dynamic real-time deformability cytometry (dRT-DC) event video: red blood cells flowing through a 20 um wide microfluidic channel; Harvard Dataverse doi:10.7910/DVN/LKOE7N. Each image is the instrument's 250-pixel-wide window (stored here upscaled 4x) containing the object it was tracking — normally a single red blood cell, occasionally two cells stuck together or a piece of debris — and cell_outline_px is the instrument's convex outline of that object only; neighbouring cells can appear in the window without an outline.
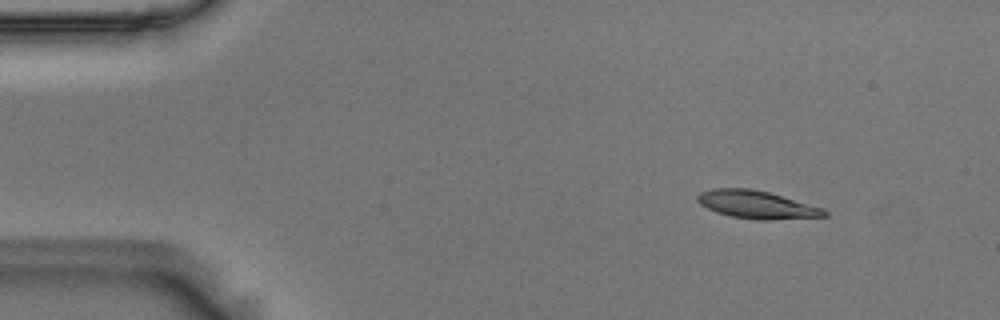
{"species": "Egyptian fruit bat (a non-hibernating species)", "species_latin": "Rousettus aegyptiacus", "temperature_condition": "room temperature", "stored_images_in_passage": 54, "camera_frame_rate_fps": 3000, "um_per_image_px": 0.085, "animal": {"sex": "male"}, "frame": {"image": 1, "passage_image": 6, "time_ms": 1.667, "image_size_px": [1000, 320], "cell_outline_px": [[828, 216], [768, 220], [756, 220], [732, 216], [716, 212], [700, 204], [696, 200], [696, 196], [700, 192], [712, 188], [752, 188], [768, 192], [824, 208], [828, 212]], "centroid_in_image_um": [64.31, 17.39], "position_along_channel_um": 20.7, "area_um2": 20.63}}
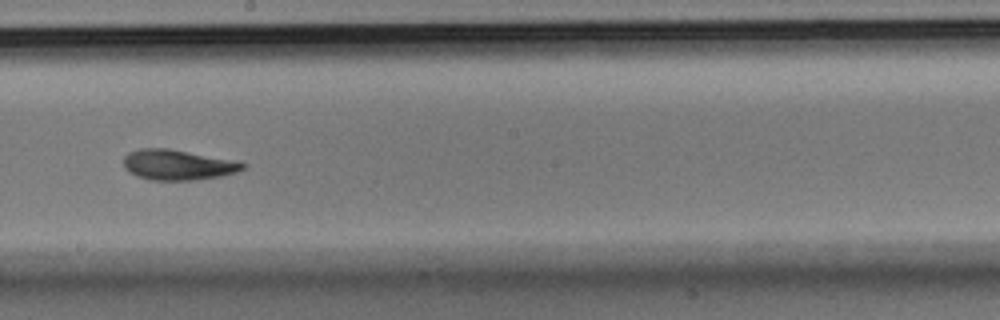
{"frame": {"image": 2, "passage_image": 30, "time_ms": 9.667, "image_size_px": [1000, 320], "cell_outline_px": [[248, 164], [244, 168], [236, 172], [220, 176], [192, 180], [152, 180], [136, 176], [128, 172], [124, 168], [124, 156], [128, 152], [140, 148], [168, 148]], "centroid_in_image_um": [15.02, 14.01], "position_along_channel_um": 233.2, "area_um2": 20.75}}
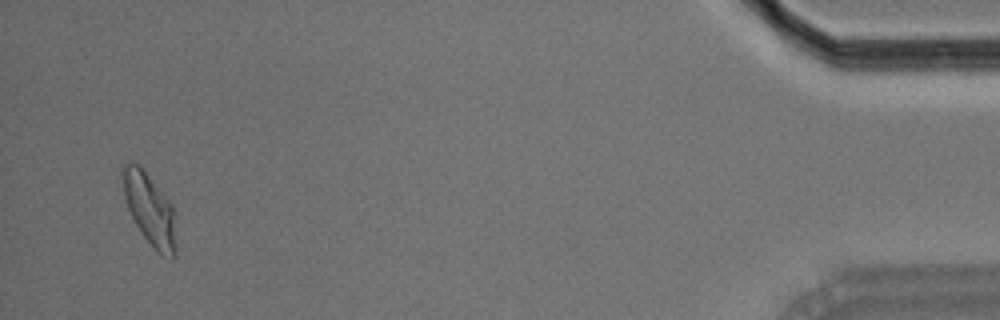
{"frame": {"image": 3, "passage_image": 52, "time_ms": 17.0, "image_size_px": [1000, 320], "cell_outline_px": [[176, 256], [172, 260], [160, 252], [144, 236], [136, 224], [128, 208], [124, 196], [120, 172], [124, 164], [132, 160], [140, 164], [172, 204], [176, 248]], "centroid_in_image_um": [12.69, 17.7], "position_along_channel_um": 422.5, "area_um2": 22.14}, "authors_computed_cell_mechanics": {"area_um2": 20.8658, "velocity_mm_per_s": 3.6848, "shape_relaxation_time_tau1_ms": 4.2521, "shape_relaxation_time_tau2_ms": 5.0553, "deformation_change_tau1": 0.1669, "deformation_change_tau2": 0.0888}}